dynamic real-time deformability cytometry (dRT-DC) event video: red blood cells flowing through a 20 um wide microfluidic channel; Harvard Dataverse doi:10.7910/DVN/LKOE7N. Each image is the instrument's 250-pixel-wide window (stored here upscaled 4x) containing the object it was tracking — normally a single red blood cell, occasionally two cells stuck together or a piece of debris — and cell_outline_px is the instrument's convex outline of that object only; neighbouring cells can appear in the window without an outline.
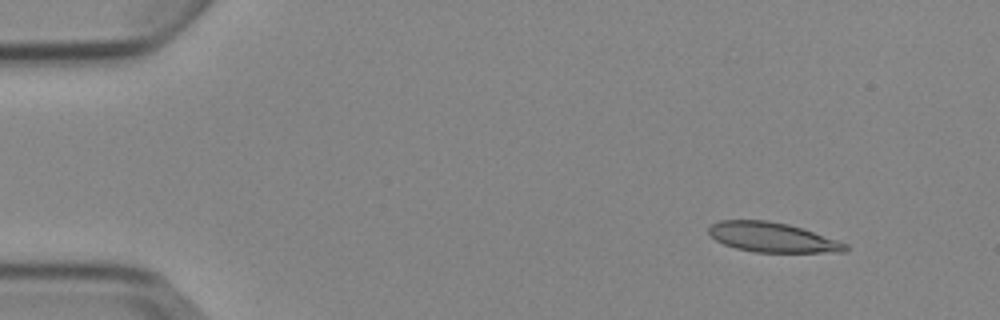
{"species": "Egyptian fruit bat (a non-hibernating species)", "species_latin": "Rousettus aegyptiacus", "temperature_condition": "cold", "stored_images_in_passage": 4, "camera_frame_rate_fps": 3000, "um_per_image_px": 0.085, "animal": {"sex": "female"}, "frame": {"image": 1, "passage_image": 2, "time_ms": 1.333, "image_size_px": [1000, 320], "cell_outline_px": [[848, 248], [844, 252], [756, 252], [736, 248], [724, 244], [716, 240], [708, 232], [708, 228], [712, 224], [720, 220], [768, 220], [788, 224], [848, 244]], "centroid_in_image_um": [65.62, 20.17], "position_along_channel_um": 19.4, "area_um2": 23.35}}
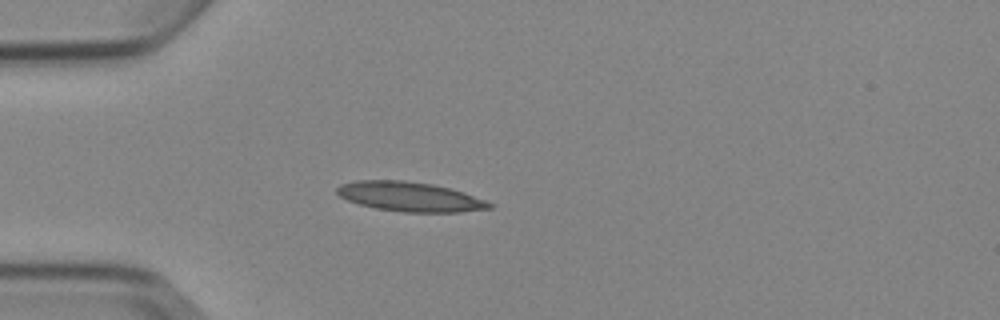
{"frame": {"image": 2, "passage_image": 4, "time_ms": 4.333, "image_size_px": [1000, 320], "cell_outline_px": [[492, 208], [460, 212], [404, 212], [376, 208], [360, 204], [348, 200], [340, 196], [336, 192], [336, 188], [340, 184], [356, 180], [404, 180], [432, 184], [464, 192], [484, 200], [492, 204]], "centroid_in_image_um": [34.81, 16.71], "position_along_channel_um": 50.2, "area_um2": 26.07}}